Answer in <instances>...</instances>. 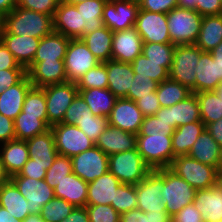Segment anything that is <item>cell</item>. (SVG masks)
Returning <instances> with one entry per match:
<instances>
[{
  "instance_id": "obj_1",
  "label": "cell",
  "mask_w": 222,
  "mask_h": 222,
  "mask_svg": "<svg viewBox=\"0 0 222 222\" xmlns=\"http://www.w3.org/2000/svg\"><path fill=\"white\" fill-rule=\"evenodd\" d=\"M2 28L9 34L41 39L54 31L53 17L16 6L2 18Z\"/></svg>"
},
{
  "instance_id": "obj_2",
  "label": "cell",
  "mask_w": 222,
  "mask_h": 222,
  "mask_svg": "<svg viewBox=\"0 0 222 222\" xmlns=\"http://www.w3.org/2000/svg\"><path fill=\"white\" fill-rule=\"evenodd\" d=\"M169 169L195 190L207 189L219 181L220 171L216 167L203 164L188 155L175 157Z\"/></svg>"
},
{
  "instance_id": "obj_3",
  "label": "cell",
  "mask_w": 222,
  "mask_h": 222,
  "mask_svg": "<svg viewBox=\"0 0 222 222\" xmlns=\"http://www.w3.org/2000/svg\"><path fill=\"white\" fill-rule=\"evenodd\" d=\"M167 16V25L172 44L192 45L197 41L202 18L196 10L176 7Z\"/></svg>"
},
{
  "instance_id": "obj_4",
  "label": "cell",
  "mask_w": 222,
  "mask_h": 222,
  "mask_svg": "<svg viewBox=\"0 0 222 222\" xmlns=\"http://www.w3.org/2000/svg\"><path fill=\"white\" fill-rule=\"evenodd\" d=\"M108 166V171L123 184L136 185L152 171L137 148L110 155Z\"/></svg>"
},
{
  "instance_id": "obj_5",
  "label": "cell",
  "mask_w": 222,
  "mask_h": 222,
  "mask_svg": "<svg viewBox=\"0 0 222 222\" xmlns=\"http://www.w3.org/2000/svg\"><path fill=\"white\" fill-rule=\"evenodd\" d=\"M203 51L195 44L177 45L173 54V62L169 78L196 93V65Z\"/></svg>"
},
{
  "instance_id": "obj_6",
  "label": "cell",
  "mask_w": 222,
  "mask_h": 222,
  "mask_svg": "<svg viewBox=\"0 0 222 222\" xmlns=\"http://www.w3.org/2000/svg\"><path fill=\"white\" fill-rule=\"evenodd\" d=\"M136 148L152 170L169 168L175 158L172 135L137 136Z\"/></svg>"
},
{
  "instance_id": "obj_7",
  "label": "cell",
  "mask_w": 222,
  "mask_h": 222,
  "mask_svg": "<svg viewBox=\"0 0 222 222\" xmlns=\"http://www.w3.org/2000/svg\"><path fill=\"white\" fill-rule=\"evenodd\" d=\"M135 187L137 209L143 212L166 211L161 194V190L165 189V168L152 170Z\"/></svg>"
},
{
  "instance_id": "obj_8",
  "label": "cell",
  "mask_w": 222,
  "mask_h": 222,
  "mask_svg": "<svg viewBox=\"0 0 222 222\" xmlns=\"http://www.w3.org/2000/svg\"><path fill=\"white\" fill-rule=\"evenodd\" d=\"M196 190L169 168H165V189L161 190L162 203L172 217L183 207L193 203Z\"/></svg>"
},
{
  "instance_id": "obj_9",
  "label": "cell",
  "mask_w": 222,
  "mask_h": 222,
  "mask_svg": "<svg viewBox=\"0 0 222 222\" xmlns=\"http://www.w3.org/2000/svg\"><path fill=\"white\" fill-rule=\"evenodd\" d=\"M196 93L215 91L222 83V41L212 51H203L196 65Z\"/></svg>"
},
{
  "instance_id": "obj_10",
  "label": "cell",
  "mask_w": 222,
  "mask_h": 222,
  "mask_svg": "<svg viewBox=\"0 0 222 222\" xmlns=\"http://www.w3.org/2000/svg\"><path fill=\"white\" fill-rule=\"evenodd\" d=\"M58 154L72 158L90 148L95 143L74 124L57 123L50 127Z\"/></svg>"
},
{
  "instance_id": "obj_11",
  "label": "cell",
  "mask_w": 222,
  "mask_h": 222,
  "mask_svg": "<svg viewBox=\"0 0 222 222\" xmlns=\"http://www.w3.org/2000/svg\"><path fill=\"white\" fill-rule=\"evenodd\" d=\"M48 125L61 123L66 110L78 95L76 83L65 82L44 87Z\"/></svg>"
},
{
  "instance_id": "obj_12",
  "label": "cell",
  "mask_w": 222,
  "mask_h": 222,
  "mask_svg": "<svg viewBox=\"0 0 222 222\" xmlns=\"http://www.w3.org/2000/svg\"><path fill=\"white\" fill-rule=\"evenodd\" d=\"M101 63L82 39H70L64 58L68 82L77 83L90 69Z\"/></svg>"
},
{
  "instance_id": "obj_13",
  "label": "cell",
  "mask_w": 222,
  "mask_h": 222,
  "mask_svg": "<svg viewBox=\"0 0 222 222\" xmlns=\"http://www.w3.org/2000/svg\"><path fill=\"white\" fill-rule=\"evenodd\" d=\"M138 10V0H107L103 7L104 26L113 32L134 27Z\"/></svg>"
},
{
  "instance_id": "obj_14",
  "label": "cell",
  "mask_w": 222,
  "mask_h": 222,
  "mask_svg": "<svg viewBox=\"0 0 222 222\" xmlns=\"http://www.w3.org/2000/svg\"><path fill=\"white\" fill-rule=\"evenodd\" d=\"M71 160L73 173L87 183L108 172L109 156L95 145Z\"/></svg>"
},
{
  "instance_id": "obj_15",
  "label": "cell",
  "mask_w": 222,
  "mask_h": 222,
  "mask_svg": "<svg viewBox=\"0 0 222 222\" xmlns=\"http://www.w3.org/2000/svg\"><path fill=\"white\" fill-rule=\"evenodd\" d=\"M10 181L28 201L30 214H40L42 207L55 197L54 189L44 179L36 180L24 176H12Z\"/></svg>"
},
{
  "instance_id": "obj_16",
  "label": "cell",
  "mask_w": 222,
  "mask_h": 222,
  "mask_svg": "<svg viewBox=\"0 0 222 222\" xmlns=\"http://www.w3.org/2000/svg\"><path fill=\"white\" fill-rule=\"evenodd\" d=\"M134 27L143 43H172L164 13L138 10Z\"/></svg>"
},
{
  "instance_id": "obj_17",
  "label": "cell",
  "mask_w": 222,
  "mask_h": 222,
  "mask_svg": "<svg viewBox=\"0 0 222 222\" xmlns=\"http://www.w3.org/2000/svg\"><path fill=\"white\" fill-rule=\"evenodd\" d=\"M144 117L134 101L117 98L111 114L108 116V123L112 127L137 135L140 132Z\"/></svg>"
},
{
  "instance_id": "obj_18",
  "label": "cell",
  "mask_w": 222,
  "mask_h": 222,
  "mask_svg": "<svg viewBox=\"0 0 222 222\" xmlns=\"http://www.w3.org/2000/svg\"><path fill=\"white\" fill-rule=\"evenodd\" d=\"M26 74L31 84L39 88L68 82L64 60L31 63L26 68Z\"/></svg>"
},
{
  "instance_id": "obj_19",
  "label": "cell",
  "mask_w": 222,
  "mask_h": 222,
  "mask_svg": "<svg viewBox=\"0 0 222 222\" xmlns=\"http://www.w3.org/2000/svg\"><path fill=\"white\" fill-rule=\"evenodd\" d=\"M142 47L143 40L135 27L115 31L113 32L111 59L132 63L138 55L142 54Z\"/></svg>"
},
{
  "instance_id": "obj_20",
  "label": "cell",
  "mask_w": 222,
  "mask_h": 222,
  "mask_svg": "<svg viewBox=\"0 0 222 222\" xmlns=\"http://www.w3.org/2000/svg\"><path fill=\"white\" fill-rule=\"evenodd\" d=\"M193 204L204 222L222 221V183L218 181L207 189L196 190Z\"/></svg>"
},
{
  "instance_id": "obj_21",
  "label": "cell",
  "mask_w": 222,
  "mask_h": 222,
  "mask_svg": "<svg viewBox=\"0 0 222 222\" xmlns=\"http://www.w3.org/2000/svg\"><path fill=\"white\" fill-rule=\"evenodd\" d=\"M0 41L13 54L15 60L26 69L33 62L40 39L9 34L2 28Z\"/></svg>"
},
{
  "instance_id": "obj_22",
  "label": "cell",
  "mask_w": 222,
  "mask_h": 222,
  "mask_svg": "<svg viewBox=\"0 0 222 222\" xmlns=\"http://www.w3.org/2000/svg\"><path fill=\"white\" fill-rule=\"evenodd\" d=\"M137 135L108 125L95 142L106 155L136 149Z\"/></svg>"
},
{
  "instance_id": "obj_23",
  "label": "cell",
  "mask_w": 222,
  "mask_h": 222,
  "mask_svg": "<svg viewBox=\"0 0 222 222\" xmlns=\"http://www.w3.org/2000/svg\"><path fill=\"white\" fill-rule=\"evenodd\" d=\"M122 183L109 171L88 183L86 205H111L115 203L118 187Z\"/></svg>"
},
{
  "instance_id": "obj_24",
  "label": "cell",
  "mask_w": 222,
  "mask_h": 222,
  "mask_svg": "<svg viewBox=\"0 0 222 222\" xmlns=\"http://www.w3.org/2000/svg\"><path fill=\"white\" fill-rule=\"evenodd\" d=\"M54 31L71 39L82 38L81 19L75 5L60 0L53 17Z\"/></svg>"
},
{
  "instance_id": "obj_25",
  "label": "cell",
  "mask_w": 222,
  "mask_h": 222,
  "mask_svg": "<svg viewBox=\"0 0 222 222\" xmlns=\"http://www.w3.org/2000/svg\"><path fill=\"white\" fill-rule=\"evenodd\" d=\"M33 85L26 74L18 83L0 94V113L12 120L22 111L27 92Z\"/></svg>"
},
{
  "instance_id": "obj_26",
  "label": "cell",
  "mask_w": 222,
  "mask_h": 222,
  "mask_svg": "<svg viewBox=\"0 0 222 222\" xmlns=\"http://www.w3.org/2000/svg\"><path fill=\"white\" fill-rule=\"evenodd\" d=\"M106 71L108 74V89L117 98H125L134 78L131 63L110 59L106 62Z\"/></svg>"
},
{
  "instance_id": "obj_27",
  "label": "cell",
  "mask_w": 222,
  "mask_h": 222,
  "mask_svg": "<svg viewBox=\"0 0 222 222\" xmlns=\"http://www.w3.org/2000/svg\"><path fill=\"white\" fill-rule=\"evenodd\" d=\"M1 146L0 159L7 175L12 177L19 174L30 158L26 140L14 139Z\"/></svg>"
},
{
  "instance_id": "obj_28",
  "label": "cell",
  "mask_w": 222,
  "mask_h": 222,
  "mask_svg": "<svg viewBox=\"0 0 222 222\" xmlns=\"http://www.w3.org/2000/svg\"><path fill=\"white\" fill-rule=\"evenodd\" d=\"M162 112L175 128L201 121L199 103L194 93L173 106L165 107Z\"/></svg>"
},
{
  "instance_id": "obj_29",
  "label": "cell",
  "mask_w": 222,
  "mask_h": 222,
  "mask_svg": "<svg viewBox=\"0 0 222 222\" xmlns=\"http://www.w3.org/2000/svg\"><path fill=\"white\" fill-rule=\"evenodd\" d=\"M26 143L29 157L40 165L46 166V170L49 169L58 155L51 129L43 134L27 139Z\"/></svg>"
},
{
  "instance_id": "obj_30",
  "label": "cell",
  "mask_w": 222,
  "mask_h": 222,
  "mask_svg": "<svg viewBox=\"0 0 222 222\" xmlns=\"http://www.w3.org/2000/svg\"><path fill=\"white\" fill-rule=\"evenodd\" d=\"M88 183L73 172L70 173L54 188V196L61 198L75 207L86 206Z\"/></svg>"
},
{
  "instance_id": "obj_31",
  "label": "cell",
  "mask_w": 222,
  "mask_h": 222,
  "mask_svg": "<svg viewBox=\"0 0 222 222\" xmlns=\"http://www.w3.org/2000/svg\"><path fill=\"white\" fill-rule=\"evenodd\" d=\"M199 162L221 169V146L204 129L187 154Z\"/></svg>"
},
{
  "instance_id": "obj_32",
  "label": "cell",
  "mask_w": 222,
  "mask_h": 222,
  "mask_svg": "<svg viewBox=\"0 0 222 222\" xmlns=\"http://www.w3.org/2000/svg\"><path fill=\"white\" fill-rule=\"evenodd\" d=\"M70 39L55 31L42 37L32 63L64 60Z\"/></svg>"
},
{
  "instance_id": "obj_33",
  "label": "cell",
  "mask_w": 222,
  "mask_h": 222,
  "mask_svg": "<svg viewBox=\"0 0 222 222\" xmlns=\"http://www.w3.org/2000/svg\"><path fill=\"white\" fill-rule=\"evenodd\" d=\"M78 94L86 102L95 116H108L114 107L117 97L108 89H78Z\"/></svg>"
},
{
  "instance_id": "obj_34",
  "label": "cell",
  "mask_w": 222,
  "mask_h": 222,
  "mask_svg": "<svg viewBox=\"0 0 222 222\" xmlns=\"http://www.w3.org/2000/svg\"><path fill=\"white\" fill-rule=\"evenodd\" d=\"M222 41V14L203 16L201 29L195 45L210 52Z\"/></svg>"
},
{
  "instance_id": "obj_35",
  "label": "cell",
  "mask_w": 222,
  "mask_h": 222,
  "mask_svg": "<svg viewBox=\"0 0 222 222\" xmlns=\"http://www.w3.org/2000/svg\"><path fill=\"white\" fill-rule=\"evenodd\" d=\"M0 206L21 222L30 215L28 201L10 180L0 186Z\"/></svg>"
},
{
  "instance_id": "obj_36",
  "label": "cell",
  "mask_w": 222,
  "mask_h": 222,
  "mask_svg": "<svg viewBox=\"0 0 222 222\" xmlns=\"http://www.w3.org/2000/svg\"><path fill=\"white\" fill-rule=\"evenodd\" d=\"M204 129L205 124L202 121L177 127L172 135V149L174 156L187 155Z\"/></svg>"
},
{
  "instance_id": "obj_37",
  "label": "cell",
  "mask_w": 222,
  "mask_h": 222,
  "mask_svg": "<svg viewBox=\"0 0 222 222\" xmlns=\"http://www.w3.org/2000/svg\"><path fill=\"white\" fill-rule=\"evenodd\" d=\"M106 1L107 0H88L75 5L80 14L82 37L104 27L102 16Z\"/></svg>"
},
{
  "instance_id": "obj_38",
  "label": "cell",
  "mask_w": 222,
  "mask_h": 222,
  "mask_svg": "<svg viewBox=\"0 0 222 222\" xmlns=\"http://www.w3.org/2000/svg\"><path fill=\"white\" fill-rule=\"evenodd\" d=\"M81 39L101 63L111 59L113 31L109 28L104 26L84 35Z\"/></svg>"
},
{
  "instance_id": "obj_39",
  "label": "cell",
  "mask_w": 222,
  "mask_h": 222,
  "mask_svg": "<svg viewBox=\"0 0 222 222\" xmlns=\"http://www.w3.org/2000/svg\"><path fill=\"white\" fill-rule=\"evenodd\" d=\"M134 76L150 77L153 81L160 84L169 78V71L172 62H154L150 61L143 54L138 55L131 63Z\"/></svg>"
},
{
  "instance_id": "obj_40",
  "label": "cell",
  "mask_w": 222,
  "mask_h": 222,
  "mask_svg": "<svg viewBox=\"0 0 222 222\" xmlns=\"http://www.w3.org/2000/svg\"><path fill=\"white\" fill-rule=\"evenodd\" d=\"M15 136L18 140H27L50 130V126L40 116L26 115L22 111L14 120Z\"/></svg>"
},
{
  "instance_id": "obj_41",
  "label": "cell",
  "mask_w": 222,
  "mask_h": 222,
  "mask_svg": "<svg viewBox=\"0 0 222 222\" xmlns=\"http://www.w3.org/2000/svg\"><path fill=\"white\" fill-rule=\"evenodd\" d=\"M156 93L162 109L173 106L192 94L187 87L170 78L158 84Z\"/></svg>"
},
{
  "instance_id": "obj_42",
  "label": "cell",
  "mask_w": 222,
  "mask_h": 222,
  "mask_svg": "<svg viewBox=\"0 0 222 222\" xmlns=\"http://www.w3.org/2000/svg\"><path fill=\"white\" fill-rule=\"evenodd\" d=\"M199 103L201 121L210 124L222 118V99L216 91L194 93Z\"/></svg>"
},
{
  "instance_id": "obj_43",
  "label": "cell",
  "mask_w": 222,
  "mask_h": 222,
  "mask_svg": "<svg viewBox=\"0 0 222 222\" xmlns=\"http://www.w3.org/2000/svg\"><path fill=\"white\" fill-rule=\"evenodd\" d=\"M22 112L26 115L40 116L48 124L44 88L32 86L26 94Z\"/></svg>"
},
{
  "instance_id": "obj_44",
  "label": "cell",
  "mask_w": 222,
  "mask_h": 222,
  "mask_svg": "<svg viewBox=\"0 0 222 222\" xmlns=\"http://www.w3.org/2000/svg\"><path fill=\"white\" fill-rule=\"evenodd\" d=\"M175 127L169 122L163 112L145 116L137 136L173 135Z\"/></svg>"
},
{
  "instance_id": "obj_45",
  "label": "cell",
  "mask_w": 222,
  "mask_h": 222,
  "mask_svg": "<svg viewBox=\"0 0 222 222\" xmlns=\"http://www.w3.org/2000/svg\"><path fill=\"white\" fill-rule=\"evenodd\" d=\"M72 172L71 158L58 154L53 164L49 169H47L44 180L51 188L54 189L57 186V183H60Z\"/></svg>"
},
{
  "instance_id": "obj_46",
  "label": "cell",
  "mask_w": 222,
  "mask_h": 222,
  "mask_svg": "<svg viewBox=\"0 0 222 222\" xmlns=\"http://www.w3.org/2000/svg\"><path fill=\"white\" fill-rule=\"evenodd\" d=\"M78 89L108 88V74L106 62L99 63L96 67L88 70L76 83Z\"/></svg>"
},
{
  "instance_id": "obj_47",
  "label": "cell",
  "mask_w": 222,
  "mask_h": 222,
  "mask_svg": "<svg viewBox=\"0 0 222 222\" xmlns=\"http://www.w3.org/2000/svg\"><path fill=\"white\" fill-rule=\"evenodd\" d=\"M75 206L64 199L54 197L47 202L41 209L40 215L49 222H60L67 217Z\"/></svg>"
},
{
  "instance_id": "obj_48",
  "label": "cell",
  "mask_w": 222,
  "mask_h": 222,
  "mask_svg": "<svg viewBox=\"0 0 222 222\" xmlns=\"http://www.w3.org/2000/svg\"><path fill=\"white\" fill-rule=\"evenodd\" d=\"M111 206L119 213L137 209L136 187L132 184H121L115 196V203Z\"/></svg>"
},
{
  "instance_id": "obj_49",
  "label": "cell",
  "mask_w": 222,
  "mask_h": 222,
  "mask_svg": "<svg viewBox=\"0 0 222 222\" xmlns=\"http://www.w3.org/2000/svg\"><path fill=\"white\" fill-rule=\"evenodd\" d=\"M175 48L172 43H143L142 54L150 61L173 62Z\"/></svg>"
},
{
  "instance_id": "obj_50",
  "label": "cell",
  "mask_w": 222,
  "mask_h": 222,
  "mask_svg": "<svg viewBox=\"0 0 222 222\" xmlns=\"http://www.w3.org/2000/svg\"><path fill=\"white\" fill-rule=\"evenodd\" d=\"M158 83L150 77L134 76L126 99L136 101L142 97L152 96V92L157 90Z\"/></svg>"
},
{
  "instance_id": "obj_51",
  "label": "cell",
  "mask_w": 222,
  "mask_h": 222,
  "mask_svg": "<svg viewBox=\"0 0 222 222\" xmlns=\"http://www.w3.org/2000/svg\"><path fill=\"white\" fill-rule=\"evenodd\" d=\"M93 112L90 110L83 98L78 94L66 110L65 116L61 123L63 124H76V121L90 119L93 116Z\"/></svg>"
},
{
  "instance_id": "obj_52",
  "label": "cell",
  "mask_w": 222,
  "mask_h": 222,
  "mask_svg": "<svg viewBox=\"0 0 222 222\" xmlns=\"http://www.w3.org/2000/svg\"><path fill=\"white\" fill-rule=\"evenodd\" d=\"M75 125L95 143L101 133L108 127L109 123L107 117L93 115L90 119L76 121Z\"/></svg>"
},
{
  "instance_id": "obj_53",
  "label": "cell",
  "mask_w": 222,
  "mask_h": 222,
  "mask_svg": "<svg viewBox=\"0 0 222 222\" xmlns=\"http://www.w3.org/2000/svg\"><path fill=\"white\" fill-rule=\"evenodd\" d=\"M90 222H120V214L111 205H86Z\"/></svg>"
},
{
  "instance_id": "obj_54",
  "label": "cell",
  "mask_w": 222,
  "mask_h": 222,
  "mask_svg": "<svg viewBox=\"0 0 222 222\" xmlns=\"http://www.w3.org/2000/svg\"><path fill=\"white\" fill-rule=\"evenodd\" d=\"M59 2L60 0H18L17 6L54 17Z\"/></svg>"
},
{
  "instance_id": "obj_55",
  "label": "cell",
  "mask_w": 222,
  "mask_h": 222,
  "mask_svg": "<svg viewBox=\"0 0 222 222\" xmlns=\"http://www.w3.org/2000/svg\"><path fill=\"white\" fill-rule=\"evenodd\" d=\"M139 9L153 13H169L177 7V0H138Z\"/></svg>"
},
{
  "instance_id": "obj_56",
  "label": "cell",
  "mask_w": 222,
  "mask_h": 222,
  "mask_svg": "<svg viewBox=\"0 0 222 222\" xmlns=\"http://www.w3.org/2000/svg\"><path fill=\"white\" fill-rule=\"evenodd\" d=\"M135 103L144 116L155 115L163 110L157 98L156 91L152 92V96L142 97L136 100Z\"/></svg>"
},
{
  "instance_id": "obj_57",
  "label": "cell",
  "mask_w": 222,
  "mask_h": 222,
  "mask_svg": "<svg viewBox=\"0 0 222 222\" xmlns=\"http://www.w3.org/2000/svg\"><path fill=\"white\" fill-rule=\"evenodd\" d=\"M26 75V69L0 70V94L18 83Z\"/></svg>"
},
{
  "instance_id": "obj_58",
  "label": "cell",
  "mask_w": 222,
  "mask_h": 222,
  "mask_svg": "<svg viewBox=\"0 0 222 222\" xmlns=\"http://www.w3.org/2000/svg\"><path fill=\"white\" fill-rule=\"evenodd\" d=\"M46 172V166L40 165L35 160L29 158L19 174L13 176H24L36 180H42L45 179Z\"/></svg>"
},
{
  "instance_id": "obj_59",
  "label": "cell",
  "mask_w": 222,
  "mask_h": 222,
  "mask_svg": "<svg viewBox=\"0 0 222 222\" xmlns=\"http://www.w3.org/2000/svg\"><path fill=\"white\" fill-rule=\"evenodd\" d=\"M172 222H204L201 212L193 203L183 207L176 215L172 216Z\"/></svg>"
},
{
  "instance_id": "obj_60",
  "label": "cell",
  "mask_w": 222,
  "mask_h": 222,
  "mask_svg": "<svg viewBox=\"0 0 222 222\" xmlns=\"http://www.w3.org/2000/svg\"><path fill=\"white\" fill-rule=\"evenodd\" d=\"M197 12L201 16L222 14L220 0H197Z\"/></svg>"
},
{
  "instance_id": "obj_61",
  "label": "cell",
  "mask_w": 222,
  "mask_h": 222,
  "mask_svg": "<svg viewBox=\"0 0 222 222\" xmlns=\"http://www.w3.org/2000/svg\"><path fill=\"white\" fill-rule=\"evenodd\" d=\"M14 139H16L14 120L0 113V142L3 144Z\"/></svg>"
},
{
  "instance_id": "obj_62",
  "label": "cell",
  "mask_w": 222,
  "mask_h": 222,
  "mask_svg": "<svg viewBox=\"0 0 222 222\" xmlns=\"http://www.w3.org/2000/svg\"><path fill=\"white\" fill-rule=\"evenodd\" d=\"M25 69L14 58L13 54L0 41V70Z\"/></svg>"
},
{
  "instance_id": "obj_63",
  "label": "cell",
  "mask_w": 222,
  "mask_h": 222,
  "mask_svg": "<svg viewBox=\"0 0 222 222\" xmlns=\"http://www.w3.org/2000/svg\"><path fill=\"white\" fill-rule=\"evenodd\" d=\"M120 222H149L145 212L133 209L120 214Z\"/></svg>"
},
{
  "instance_id": "obj_64",
  "label": "cell",
  "mask_w": 222,
  "mask_h": 222,
  "mask_svg": "<svg viewBox=\"0 0 222 222\" xmlns=\"http://www.w3.org/2000/svg\"><path fill=\"white\" fill-rule=\"evenodd\" d=\"M60 222H90L86 207H75L74 210Z\"/></svg>"
},
{
  "instance_id": "obj_65",
  "label": "cell",
  "mask_w": 222,
  "mask_h": 222,
  "mask_svg": "<svg viewBox=\"0 0 222 222\" xmlns=\"http://www.w3.org/2000/svg\"><path fill=\"white\" fill-rule=\"evenodd\" d=\"M211 137L222 146V118L205 126Z\"/></svg>"
},
{
  "instance_id": "obj_66",
  "label": "cell",
  "mask_w": 222,
  "mask_h": 222,
  "mask_svg": "<svg viewBox=\"0 0 222 222\" xmlns=\"http://www.w3.org/2000/svg\"><path fill=\"white\" fill-rule=\"evenodd\" d=\"M149 222H172V217L166 211L145 212Z\"/></svg>"
},
{
  "instance_id": "obj_67",
  "label": "cell",
  "mask_w": 222,
  "mask_h": 222,
  "mask_svg": "<svg viewBox=\"0 0 222 222\" xmlns=\"http://www.w3.org/2000/svg\"><path fill=\"white\" fill-rule=\"evenodd\" d=\"M18 0H0V18L9 14L16 6Z\"/></svg>"
},
{
  "instance_id": "obj_68",
  "label": "cell",
  "mask_w": 222,
  "mask_h": 222,
  "mask_svg": "<svg viewBox=\"0 0 222 222\" xmlns=\"http://www.w3.org/2000/svg\"><path fill=\"white\" fill-rule=\"evenodd\" d=\"M177 7L197 11V0H177Z\"/></svg>"
},
{
  "instance_id": "obj_69",
  "label": "cell",
  "mask_w": 222,
  "mask_h": 222,
  "mask_svg": "<svg viewBox=\"0 0 222 222\" xmlns=\"http://www.w3.org/2000/svg\"><path fill=\"white\" fill-rule=\"evenodd\" d=\"M0 222H21L11 215L6 208L0 206Z\"/></svg>"
},
{
  "instance_id": "obj_70",
  "label": "cell",
  "mask_w": 222,
  "mask_h": 222,
  "mask_svg": "<svg viewBox=\"0 0 222 222\" xmlns=\"http://www.w3.org/2000/svg\"><path fill=\"white\" fill-rule=\"evenodd\" d=\"M10 180V177L7 175L2 161L0 159V186L6 184Z\"/></svg>"
},
{
  "instance_id": "obj_71",
  "label": "cell",
  "mask_w": 222,
  "mask_h": 222,
  "mask_svg": "<svg viewBox=\"0 0 222 222\" xmlns=\"http://www.w3.org/2000/svg\"><path fill=\"white\" fill-rule=\"evenodd\" d=\"M22 222H39V214H30Z\"/></svg>"
},
{
  "instance_id": "obj_72",
  "label": "cell",
  "mask_w": 222,
  "mask_h": 222,
  "mask_svg": "<svg viewBox=\"0 0 222 222\" xmlns=\"http://www.w3.org/2000/svg\"><path fill=\"white\" fill-rule=\"evenodd\" d=\"M61 1L70 5H76V4L83 3L88 0H61Z\"/></svg>"
},
{
  "instance_id": "obj_73",
  "label": "cell",
  "mask_w": 222,
  "mask_h": 222,
  "mask_svg": "<svg viewBox=\"0 0 222 222\" xmlns=\"http://www.w3.org/2000/svg\"><path fill=\"white\" fill-rule=\"evenodd\" d=\"M215 91L218 94L219 98L222 99V83H220L218 85V87H217V89Z\"/></svg>"
},
{
  "instance_id": "obj_74",
  "label": "cell",
  "mask_w": 222,
  "mask_h": 222,
  "mask_svg": "<svg viewBox=\"0 0 222 222\" xmlns=\"http://www.w3.org/2000/svg\"><path fill=\"white\" fill-rule=\"evenodd\" d=\"M39 222H49L48 220H44L42 216L39 214Z\"/></svg>"
},
{
  "instance_id": "obj_75",
  "label": "cell",
  "mask_w": 222,
  "mask_h": 222,
  "mask_svg": "<svg viewBox=\"0 0 222 222\" xmlns=\"http://www.w3.org/2000/svg\"><path fill=\"white\" fill-rule=\"evenodd\" d=\"M219 181L222 183V168L220 169Z\"/></svg>"
},
{
  "instance_id": "obj_76",
  "label": "cell",
  "mask_w": 222,
  "mask_h": 222,
  "mask_svg": "<svg viewBox=\"0 0 222 222\" xmlns=\"http://www.w3.org/2000/svg\"><path fill=\"white\" fill-rule=\"evenodd\" d=\"M1 29H2V18H0V35H1Z\"/></svg>"
},
{
  "instance_id": "obj_77",
  "label": "cell",
  "mask_w": 222,
  "mask_h": 222,
  "mask_svg": "<svg viewBox=\"0 0 222 222\" xmlns=\"http://www.w3.org/2000/svg\"><path fill=\"white\" fill-rule=\"evenodd\" d=\"M221 168H222V146H221Z\"/></svg>"
}]
</instances>
